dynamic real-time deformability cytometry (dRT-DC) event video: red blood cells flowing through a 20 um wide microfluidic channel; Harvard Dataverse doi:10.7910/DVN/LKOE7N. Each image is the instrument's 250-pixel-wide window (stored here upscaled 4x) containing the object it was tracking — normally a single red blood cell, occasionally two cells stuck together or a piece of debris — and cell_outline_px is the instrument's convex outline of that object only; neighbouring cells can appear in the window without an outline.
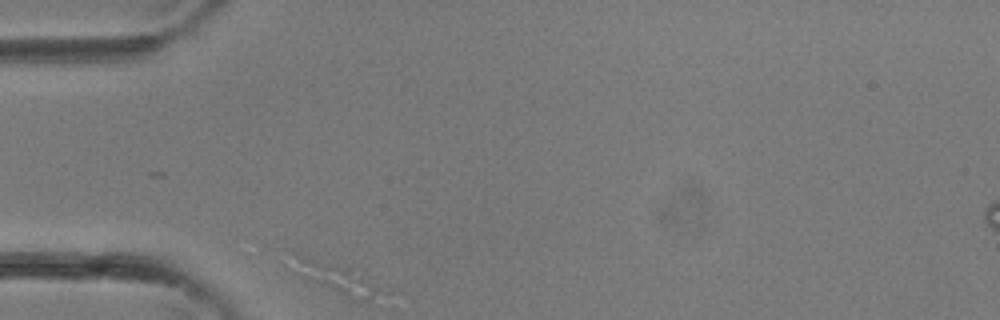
{"species": "common noctule bat (a hibernating species)", "species_latin": "Nyctalus noctula", "temperature_condition": "room temperature", "stored_images_in_passage": 2, "camera_frame_rate_fps": 3000, "um_per_image_px": 0.085, "animal": {"sex": "female"}, "frame": {"image": 1, "passage_image": 1, "time_ms": 0.0, "image_size_px": [1000, 320], "cell_outline_px": [[372, 292], [368, 300], [360, 300], [348, 296], [304, 276], [296, 272], [300, 256], [348, 268], [364, 280]], "centroid_in_image_um": [28.45, 23.62], "position_along_channel_um": 56.5, "area_um2": 11.79}}